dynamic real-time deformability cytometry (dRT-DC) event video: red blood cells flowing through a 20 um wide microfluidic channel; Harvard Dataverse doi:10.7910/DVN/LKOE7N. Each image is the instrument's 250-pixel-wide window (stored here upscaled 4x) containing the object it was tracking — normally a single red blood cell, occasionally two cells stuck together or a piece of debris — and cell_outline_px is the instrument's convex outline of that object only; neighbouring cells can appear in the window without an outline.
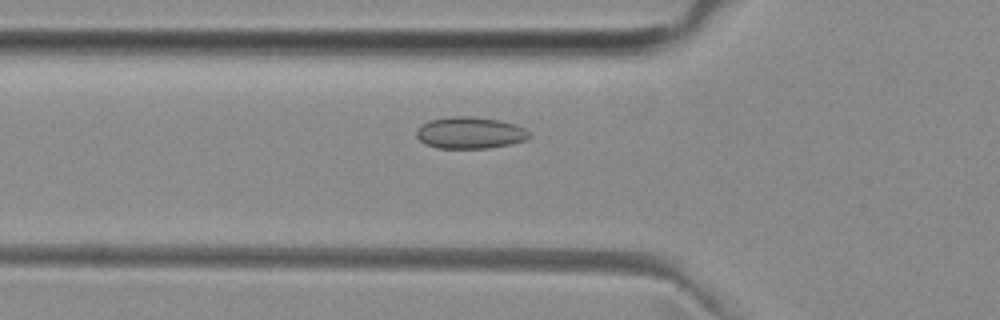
{"species": "common noctule bat (a hibernating species)", "species_latin": "Nyctalus noctula", "temperature_condition": "room temperature", "stored_images_in_passage": 39, "camera_frame_rate_fps": 3000, "um_per_image_px": 0.085, "animal": {"sex": "female", "body_mass_g": 29.2, "forearm_length_mm": 56.3}, "frame": {"image": 1, "passage_image": 5, "time_ms": 1.333, "image_size_px": [1000, 320], "cell_outline_px": [[532, 136], [528, 140], [512, 144], [488, 148], [436, 148], [424, 144], [416, 136], [416, 128], [428, 120], [452, 116], [472, 116], [500, 120], [524, 128]], "centroid_in_image_um": [39.93, 11.29], "position_along_channel_um": 85.9, "area_um2": 21.1}}
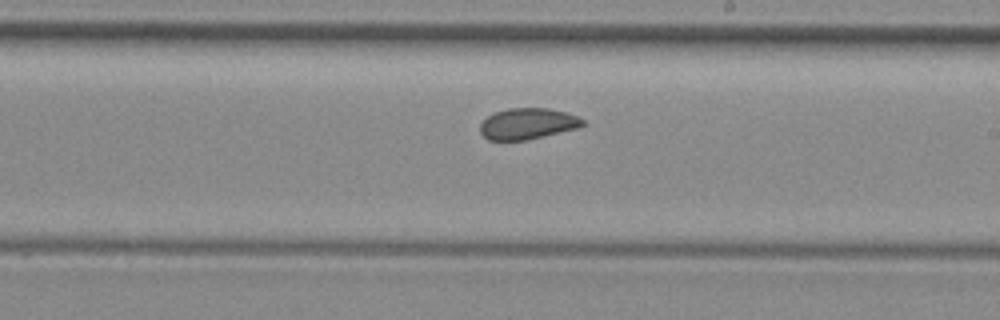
{"frame": {"image": 2, "passage_image": 17, "time_ms": 5.333, "image_size_px": [1000, 320], "cell_outline_px": [[584, 124], [580, 128], [524, 140], [488, 140], [480, 132], [480, 124], [488, 116], [496, 112], [508, 108], [548, 108], [564, 112], [576, 116], [584, 120]], "centroid_in_image_um": [44.85, 10.51], "position_along_channel_um": 244.2, "area_um2": 18.44}}
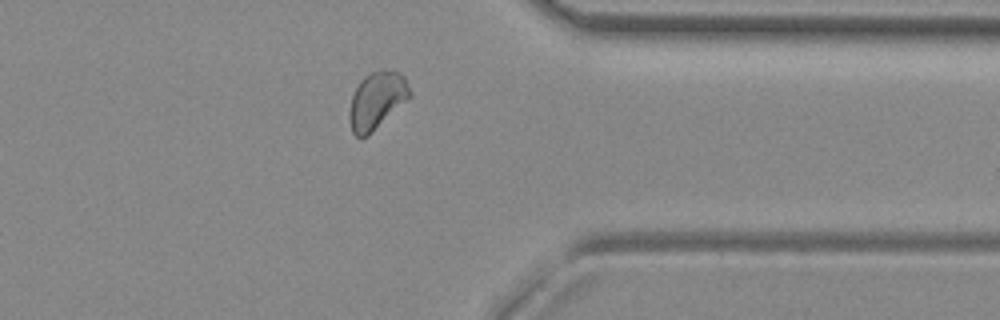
{"frame": {"image": 3, "passage_image": 28, "time_ms": 9.0, "image_size_px": [1000, 320], "cell_outline_px": [[412, 96], [368, 136], [356, 136], [352, 132], [348, 120], [348, 112], [352, 96], [360, 80], [364, 76], [380, 68], [384, 68], [400, 72], [404, 76], [412, 92]], "centroid_in_image_um": [32.04, 8.51], "position_along_channel_um": 379.4, "area_um2": 20.46}, "authors_computed_cell_mechanics": {"area_um2": 19.363, "velocity_mm_per_s": 3.9526, "shape_relaxation_time_tau1_ms": null, "shape_relaxation_time_tau2_ms": 1.1674, "deformation_change_tau1": null, "deformation_change_tau2": 0.0547}}